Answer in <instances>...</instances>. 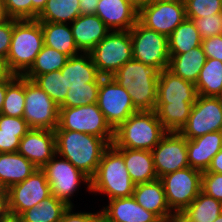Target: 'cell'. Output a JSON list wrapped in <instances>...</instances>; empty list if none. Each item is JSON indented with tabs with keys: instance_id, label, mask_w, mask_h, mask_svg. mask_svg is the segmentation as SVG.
<instances>
[{
	"instance_id": "6da1fadb",
	"label": "cell",
	"mask_w": 222,
	"mask_h": 222,
	"mask_svg": "<svg viewBox=\"0 0 222 222\" xmlns=\"http://www.w3.org/2000/svg\"><path fill=\"white\" fill-rule=\"evenodd\" d=\"M54 132L56 153L91 179L96 174L102 154L109 144L103 138L91 134L70 130Z\"/></svg>"
},
{
	"instance_id": "7a4b0ae2",
	"label": "cell",
	"mask_w": 222,
	"mask_h": 222,
	"mask_svg": "<svg viewBox=\"0 0 222 222\" xmlns=\"http://www.w3.org/2000/svg\"><path fill=\"white\" fill-rule=\"evenodd\" d=\"M160 71L132 59L112 77L124 87L138 111H154L157 102V83Z\"/></svg>"
},
{
	"instance_id": "3957f363",
	"label": "cell",
	"mask_w": 222,
	"mask_h": 222,
	"mask_svg": "<svg viewBox=\"0 0 222 222\" xmlns=\"http://www.w3.org/2000/svg\"><path fill=\"white\" fill-rule=\"evenodd\" d=\"M44 45V35L37 19H14L12 40L6 65L13 75L23 76Z\"/></svg>"
},
{
	"instance_id": "277c9868",
	"label": "cell",
	"mask_w": 222,
	"mask_h": 222,
	"mask_svg": "<svg viewBox=\"0 0 222 222\" xmlns=\"http://www.w3.org/2000/svg\"><path fill=\"white\" fill-rule=\"evenodd\" d=\"M90 180V192L103 193L108 200L131 197L136 185L125 167L123 155L112 144L103 152L96 174Z\"/></svg>"
},
{
	"instance_id": "5b68a950",
	"label": "cell",
	"mask_w": 222,
	"mask_h": 222,
	"mask_svg": "<svg viewBox=\"0 0 222 222\" xmlns=\"http://www.w3.org/2000/svg\"><path fill=\"white\" fill-rule=\"evenodd\" d=\"M166 133L155 110L138 111L114 130L112 145L115 148L151 151Z\"/></svg>"
},
{
	"instance_id": "8992f818",
	"label": "cell",
	"mask_w": 222,
	"mask_h": 222,
	"mask_svg": "<svg viewBox=\"0 0 222 222\" xmlns=\"http://www.w3.org/2000/svg\"><path fill=\"white\" fill-rule=\"evenodd\" d=\"M55 130H70L103 138L113 143L114 129L107 122L97 103L79 107H59V123Z\"/></svg>"
},
{
	"instance_id": "52a82bcc",
	"label": "cell",
	"mask_w": 222,
	"mask_h": 222,
	"mask_svg": "<svg viewBox=\"0 0 222 222\" xmlns=\"http://www.w3.org/2000/svg\"><path fill=\"white\" fill-rule=\"evenodd\" d=\"M102 77H112L133 59L130 31H110L90 52Z\"/></svg>"
},
{
	"instance_id": "ba28073f",
	"label": "cell",
	"mask_w": 222,
	"mask_h": 222,
	"mask_svg": "<svg viewBox=\"0 0 222 222\" xmlns=\"http://www.w3.org/2000/svg\"><path fill=\"white\" fill-rule=\"evenodd\" d=\"M129 31L133 59L154 66L160 72L169 67L170 53L166 35L146 28L139 21Z\"/></svg>"
},
{
	"instance_id": "9c48e42d",
	"label": "cell",
	"mask_w": 222,
	"mask_h": 222,
	"mask_svg": "<svg viewBox=\"0 0 222 222\" xmlns=\"http://www.w3.org/2000/svg\"><path fill=\"white\" fill-rule=\"evenodd\" d=\"M59 157L60 159H57ZM41 170L45 173L50 185L51 195L64 201L68 206H74L71 197L79 190L78 188L81 187L82 182L86 184V189L90 191V178L57 153Z\"/></svg>"
},
{
	"instance_id": "30bf717a",
	"label": "cell",
	"mask_w": 222,
	"mask_h": 222,
	"mask_svg": "<svg viewBox=\"0 0 222 222\" xmlns=\"http://www.w3.org/2000/svg\"><path fill=\"white\" fill-rule=\"evenodd\" d=\"M202 171L186 167L160 178L170 210L183 212L201 192Z\"/></svg>"
},
{
	"instance_id": "8fae6325",
	"label": "cell",
	"mask_w": 222,
	"mask_h": 222,
	"mask_svg": "<svg viewBox=\"0 0 222 222\" xmlns=\"http://www.w3.org/2000/svg\"><path fill=\"white\" fill-rule=\"evenodd\" d=\"M23 118L30 129L54 131L59 123V105L32 80L25 78Z\"/></svg>"
},
{
	"instance_id": "7c38bea8",
	"label": "cell",
	"mask_w": 222,
	"mask_h": 222,
	"mask_svg": "<svg viewBox=\"0 0 222 222\" xmlns=\"http://www.w3.org/2000/svg\"><path fill=\"white\" fill-rule=\"evenodd\" d=\"M97 104L114 130L129 116L138 112L128 91L113 77L101 78Z\"/></svg>"
},
{
	"instance_id": "4fadbf2b",
	"label": "cell",
	"mask_w": 222,
	"mask_h": 222,
	"mask_svg": "<svg viewBox=\"0 0 222 222\" xmlns=\"http://www.w3.org/2000/svg\"><path fill=\"white\" fill-rule=\"evenodd\" d=\"M214 131H222V97L198 95L179 133L186 139H195Z\"/></svg>"
},
{
	"instance_id": "5bb4252c",
	"label": "cell",
	"mask_w": 222,
	"mask_h": 222,
	"mask_svg": "<svg viewBox=\"0 0 222 222\" xmlns=\"http://www.w3.org/2000/svg\"><path fill=\"white\" fill-rule=\"evenodd\" d=\"M49 196L51 189L45 173L37 169L23 182L14 184L7 190L8 213L19 216Z\"/></svg>"
},
{
	"instance_id": "9a60e30c",
	"label": "cell",
	"mask_w": 222,
	"mask_h": 222,
	"mask_svg": "<svg viewBox=\"0 0 222 222\" xmlns=\"http://www.w3.org/2000/svg\"><path fill=\"white\" fill-rule=\"evenodd\" d=\"M151 153L158 179L168 173L189 167L187 139L179 132H167Z\"/></svg>"
},
{
	"instance_id": "2e32d148",
	"label": "cell",
	"mask_w": 222,
	"mask_h": 222,
	"mask_svg": "<svg viewBox=\"0 0 222 222\" xmlns=\"http://www.w3.org/2000/svg\"><path fill=\"white\" fill-rule=\"evenodd\" d=\"M186 19L184 2H149L138 12V21L146 28L167 37Z\"/></svg>"
},
{
	"instance_id": "e0dca14e",
	"label": "cell",
	"mask_w": 222,
	"mask_h": 222,
	"mask_svg": "<svg viewBox=\"0 0 222 222\" xmlns=\"http://www.w3.org/2000/svg\"><path fill=\"white\" fill-rule=\"evenodd\" d=\"M18 152L41 169L56 154L55 132L46 129H30L21 138Z\"/></svg>"
},
{
	"instance_id": "ac0fdd59",
	"label": "cell",
	"mask_w": 222,
	"mask_h": 222,
	"mask_svg": "<svg viewBox=\"0 0 222 222\" xmlns=\"http://www.w3.org/2000/svg\"><path fill=\"white\" fill-rule=\"evenodd\" d=\"M197 97L194 83L183 80L168 68L160 72L156 103L194 104Z\"/></svg>"
},
{
	"instance_id": "d6986e66",
	"label": "cell",
	"mask_w": 222,
	"mask_h": 222,
	"mask_svg": "<svg viewBox=\"0 0 222 222\" xmlns=\"http://www.w3.org/2000/svg\"><path fill=\"white\" fill-rule=\"evenodd\" d=\"M101 216L108 222H162L154 213L138 204L133 196L108 200Z\"/></svg>"
},
{
	"instance_id": "ffe728a7",
	"label": "cell",
	"mask_w": 222,
	"mask_h": 222,
	"mask_svg": "<svg viewBox=\"0 0 222 222\" xmlns=\"http://www.w3.org/2000/svg\"><path fill=\"white\" fill-rule=\"evenodd\" d=\"M71 24L76 47L81 53H89L111 31L96 14L80 15Z\"/></svg>"
},
{
	"instance_id": "44dd1931",
	"label": "cell",
	"mask_w": 222,
	"mask_h": 222,
	"mask_svg": "<svg viewBox=\"0 0 222 222\" xmlns=\"http://www.w3.org/2000/svg\"><path fill=\"white\" fill-rule=\"evenodd\" d=\"M95 14L111 31L130 30L138 21V11L125 0H99Z\"/></svg>"
},
{
	"instance_id": "7402d4cb",
	"label": "cell",
	"mask_w": 222,
	"mask_h": 222,
	"mask_svg": "<svg viewBox=\"0 0 222 222\" xmlns=\"http://www.w3.org/2000/svg\"><path fill=\"white\" fill-rule=\"evenodd\" d=\"M222 149V131L187 139V157L191 168L207 171L213 157Z\"/></svg>"
},
{
	"instance_id": "603a6c76",
	"label": "cell",
	"mask_w": 222,
	"mask_h": 222,
	"mask_svg": "<svg viewBox=\"0 0 222 222\" xmlns=\"http://www.w3.org/2000/svg\"><path fill=\"white\" fill-rule=\"evenodd\" d=\"M132 196L138 204L154 213L162 222H168L173 215L167 204L164 186L160 179L136 184Z\"/></svg>"
},
{
	"instance_id": "cb8c5ba5",
	"label": "cell",
	"mask_w": 222,
	"mask_h": 222,
	"mask_svg": "<svg viewBox=\"0 0 222 222\" xmlns=\"http://www.w3.org/2000/svg\"><path fill=\"white\" fill-rule=\"evenodd\" d=\"M66 82V89L87 86L90 82H100L102 76L93 63L90 53H80L69 57L60 70Z\"/></svg>"
},
{
	"instance_id": "d4e9b609",
	"label": "cell",
	"mask_w": 222,
	"mask_h": 222,
	"mask_svg": "<svg viewBox=\"0 0 222 222\" xmlns=\"http://www.w3.org/2000/svg\"><path fill=\"white\" fill-rule=\"evenodd\" d=\"M116 149L123 155L125 167L135 184L148 183L158 179L151 151L129 148Z\"/></svg>"
},
{
	"instance_id": "484cf974",
	"label": "cell",
	"mask_w": 222,
	"mask_h": 222,
	"mask_svg": "<svg viewBox=\"0 0 222 222\" xmlns=\"http://www.w3.org/2000/svg\"><path fill=\"white\" fill-rule=\"evenodd\" d=\"M38 168L19 152L0 153V187L8 190L23 182Z\"/></svg>"
},
{
	"instance_id": "4316f807",
	"label": "cell",
	"mask_w": 222,
	"mask_h": 222,
	"mask_svg": "<svg viewBox=\"0 0 222 222\" xmlns=\"http://www.w3.org/2000/svg\"><path fill=\"white\" fill-rule=\"evenodd\" d=\"M206 59L200 45L185 53L170 55L168 69L183 80L196 84Z\"/></svg>"
},
{
	"instance_id": "83f0119b",
	"label": "cell",
	"mask_w": 222,
	"mask_h": 222,
	"mask_svg": "<svg viewBox=\"0 0 222 222\" xmlns=\"http://www.w3.org/2000/svg\"><path fill=\"white\" fill-rule=\"evenodd\" d=\"M40 24L44 35V45L69 57L81 53L76 47L70 24L55 22H40Z\"/></svg>"
},
{
	"instance_id": "f1b7e54d",
	"label": "cell",
	"mask_w": 222,
	"mask_h": 222,
	"mask_svg": "<svg viewBox=\"0 0 222 222\" xmlns=\"http://www.w3.org/2000/svg\"><path fill=\"white\" fill-rule=\"evenodd\" d=\"M29 130L23 117L0 114V153L18 152L20 140Z\"/></svg>"
},
{
	"instance_id": "f546056e",
	"label": "cell",
	"mask_w": 222,
	"mask_h": 222,
	"mask_svg": "<svg viewBox=\"0 0 222 222\" xmlns=\"http://www.w3.org/2000/svg\"><path fill=\"white\" fill-rule=\"evenodd\" d=\"M68 207L64 201L51 195L38 205L22 212L19 217L21 222H60Z\"/></svg>"
},
{
	"instance_id": "4dcf8cb0",
	"label": "cell",
	"mask_w": 222,
	"mask_h": 222,
	"mask_svg": "<svg viewBox=\"0 0 222 222\" xmlns=\"http://www.w3.org/2000/svg\"><path fill=\"white\" fill-rule=\"evenodd\" d=\"M168 43L170 55H177L200 46L202 39L195 23L186 18L168 36Z\"/></svg>"
},
{
	"instance_id": "1f68e13d",
	"label": "cell",
	"mask_w": 222,
	"mask_h": 222,
	"mask_svg": "<svg viewBox=\"0 0 222 222\" xmlns=\"http://www.w3.org/2000/svg\"><path fill=\"white\" fill-rule=\"evenodd\" d=\"M195 86L198 95L222 97V61L207 58Z\"/></svg>"
},
{
	"instance_id": "d6a6232c",
	"label": "cell",
	"mask_w": 222,
	"mask_h": 222,
	"mask_svg": "<svg viewBox=\"0 0 222 222\" xmlns=\"http://www.w3.org/2000/svg\"><path fill=\"white\" fill-rule=\"evenodd\" d=\"M80 15L79 0H47L37 20L71 24Z\"/></svg>"
},
{
	"instance_id": "836d02e7",
	"label": "cell",
	"mask_w": 222,
	"mask_h": 222,
	"mask_svg": "<svg viewBox=\"0 0 222 222\" xmlns=\"http://www.w3.org/2000/svg\"><path fill=\"white\" fill-rule=\"evenodd\" d=\"M25 107V77L11 74L6 79V95L1 114L23 117Z\"/></svg>"
},
{
	"instance_id": "e575fe53",
	"label": "cell",
	"mask_w": 222,
	"mask_h": 222,
	"mask_svg": "<svg viewBox=\"0 0 222 222\" xmlns=\"http://www.w3.org/2000/svg\"><path fill=\"white\" fill-rule=\"evenodd\" d=\"M68 59V55L43 45L42 49L36 56L34 63L23 76L33 80L38 75L61 70L67 63Z\"/></svg>"
},
{
	"instance_id": "d590c367",
	"label": "cell",
	"mask_w": 222,
	"mask_h": 222,
	"mask_svg": "<svg viewBox=\"0 0 222 222\" xmlns=\"http://www.w3.org/2000/svg\"><path fill=\"white\" fill-rule=\"evenodd\" d=\"M193 104L156 103L155 111L167 132H179L191 114Z\"/></svg>"
},
{
	"instance_id": "8d00e7d4",
	"label": "cell",
	"mask_w": 222,
	"mask_h": 222,
	"mask_svg": "<svg viewBox=\"0 0 222 222\" xmlns=\"http://www.w3.org/2000/svg\"><path fill=\"white\" fill-rule=\"evenodd\" d=\"M182 213L194 222H214L222 213V202L201 191Z\"/></svg>"
},
{
	"instance_id": "74e56055",
	"label": "cell",
	"mask_w": 222,
	"mask_h": 222,
	"mask_svg": "<svg viewBox=\"0 0 222 222\" xmlns=\"http://www.w3.org/2000/svg\"><path fill=\"white\" fill-rule=\"evenodd\" d=\"M32 81L44 90L56 104L60 105L65 100L69 89H66L65 78L60 70L38 75Z\"/></svg>"
},
{
	"instance_id": "f35d334b",
	"label": "cell",
	"mask_w": 222,
	"mask_h": 222,
	"mask_svg": "<svg viewBox=\"0 0 222 222\" xmlns=\"http://www.w3.org/2000/svg\"><path fill=\"white\" fill-rule=\"evenodd\" d=\"M99 86L100 82H90L87 86L70 87L59 107H79L97 103Z\"/></svg>"
},
{
	"instance_id": "ab89813d",
	"label": "cell",
	"mask_w": 222,
	"mask_h": 222,
	"mask_svg": "<svg viewBox=\"0 0 222 222\" xmlns=\"http://www.w3.org/2000/svg\"><path fill=\"white\" fill-rule=\"evenodd\" d=\"M186 18L208 17L219 14L222 0H185Z\"/></svg>"
},
{
	"instance_id": "60d3db41",
	"label": "cell",
	"mask_w": 222,
	"mask_h": 222,
	"mask_svg": "<svg viewBox=\"0 0 222 222\" xmlns=\"http://www.w3.org/2000/svg\"><path fill=\"white\" fill-rule=\"evenodd\" d=\"M195 23L201 39L218 36L222 34V20L220 14H214L208 17L187 18Z\"/></svg>"
},
{
	"instance_id": "b9f144b4",
	"label": "cell",
	"mask_w": 222,
	"mask_h": 222,
	"mask_svg": "<svg viewBox=\"0 0 222 222\" xmlns=\"http://www.w3.org/2000/svg\"><path fill=\"white\" fill-rule=\"evenodd\" d=\"M9 18L32 19V0H3Z\"/></svg>"
},
{
	"instance_id": "7bdbcfd3",
	"label": "cell",
	"mask_w": 222,
	"mask_h": 222,
	"mask_svg": "<svg viewBox=\"0 0 222 222\" xmlns=\"http://www.w3.org/2000/svg\"><path fill=\"white\" fill-rule=\"evenodd\" d=\"M201 191L222 202V174L203 172Z\"/></svg>"
},
{
	"instance_id": "ee69618b",
	"label": "cell",
	"mask_w": 222,
	"mask_h": 222,
	"mask_svg": "<svg viewBox=\"0 0 222 222\" xmlns=\"http://www.w3.org/2000/svg\"><path fill=\"white\" fill-rule=\"evenodd\" d=\"M13 26L14 18H9L5 22L0 23V58L5 61L10 49Z\"/></svg>"
},
{
	"instance_id": "f6af8a7d",
	"label": "cell",
	"mask_w": 222,
	"mask_h": 222,
	"mask_svg": "<svg viewBox=\"0 0 222 222\" xmlns=\"http://www.w3.org/2000/svg\"><path fill=\"white\" fill-rule=\"evenodd\" d=\"M74 206H69L63 213L60 222H98L101 212H73Z\"/></svg>"
},
{
	"instance_id": "bcb514c9",
	"label": "cell",
	"mask_w": 222,
	"mask_h": 222,
	"mask_svg": "<svg viewBox=\"0 0 222 222\" xmlns=\"http://www.w3.org/2000/svg\"><path fill=\"white\" fill-rule=\"evenodd\" d=\"M201 46L206 58H214L222 61V34L203 39Z\"/></svg>"
},
{
	"instance_id": "7dc6e473",
	"label": "cell",
	"mask_w": 222,
	"mask_h": 222,
	"mask_svg": "<svg viewBox=\"0 0 222 222\" xmlns=\"http://www.w3.org/2000/svg\"><path fill=\"white\" fill-rule=\"evenodd\" d=\"M99 0H79L81 15L95 14Z\"/></svg>"
},
{
	"instance_id": "c3c4849f",
	"label": "cell",
	"mask_w": 222,
	"mask_h": 222,
	"mask_svg": "<svg viewBox=\"0 0 222 222\" xmlns=\"http://www.w3.org/2000/svg\"><path fill=\"white\" fill-rule=\"evenodd\" d=\"M204 172H215L222 174V149L213 157L211 165Z\"/></svg>"
},
{
	"instance_id": "681fc988",
	"label": "cell",
	"mask_w": 222,
	"mask_h": 222,
	"mask_svg": "<svg viewBox=\"0 0 222 222\" xmlns=\"http://www.w3.org/2000/svg\"><path fill=\"white\" fill-rule=\"evenodd\" d=\"M8 214L7 190L0 187V219Z\"/></svg>"
},
{
	"instance_id": "f907efd6",
	"label": "cell",
	"mask_w": 222,
	"mask_h": 222,
	"mask_svg": "<svg viewBox=\"0 0 222 222\" xmlns=\"http://www.w3.org/2000/svg\"><path fill=\"white\" fill-rule=\"evenodd\" d=\"M47 0H32V19H37L38 14L44 9Z\"/></svg>"
},
{
	"instance_id": "816d5d0a",
	"label": "cell",
	"mask_w": 222,
	"mask_h": 222,
	"mask_svg": "<svg viewBox=\"0 0 222 222\" xmlns=\"http://www.w3.org/2000/svg\"><path fill=\"white\" fill-rule=\"evenodd\" d=\"M10 75L6 61L0 58V82L5 81Z\"/></svg>"
},
{
	"instance_id": "f5cc1de1",
	"label": "cell",
	"mask_w": 222,
	"mask_h": 222,
	"mask_svg": "<svg viewBox=\"0 0 222 222\" xmlns=\"http://www.w3.org/2000/svg\"><path fill=\"white\" fill-rule=\"evenodd\" d=\"M168 222H194L186 217L182 212H175Z\"/></svg>"
},
{
	"instance_id": "db71d44e",
	"label": "cell",
	"mask_w": 222,
	"mask_h": 222,
	"mask_svg": "<svg viewBox=\"0 0 222 222\" xmlns=\"http://www.w3.org/2000/svg\"><path fill=\"white\" fill-rule=\"evenodd\" d=\"M131 6H133L138 12L145 7L150 0H125Z\"/></svg>"
},
{
	"instance_id": "11a10c76",
	"label": "cell",
	"mask_w": 222,
	"mask_h": 222,
	"mask_svg": "<svg viewBox=\"0 0 222 222\" xmlns=\"http://www.w3.org/2000/svg\"><path fill=\"white\" fill-rule=\"evenodd\" d=\"M5 95H6V80L0 82V114L3 108Z\"/></svg>"
},
{
	"instance_id": "9f6ffc18",
	"label": "cell",
	"mask_w": 222,
	"mask_h": 222,
	"mask_svg": "<svg viewBox=\"0 0 222 222\" xmlns=\"http://www.w3.org/2000/svg\"><path fill=\"white\" fill-rule=\"evenodd\" d=\"M8 19L9 17L7 16L6 11H5L4 1L0 0V23H3Z\"/></svg>"
},
{
	"instance_id": "6f0895ef",
	"label": "cell",
	"mask_w": 222,
	"mask_h": 222,
	"mask_svg": "<svg viewBox=\"0 0 222 222\" xmlns=\"http://www.w3.org/2000/svg\"><path fill=\"white\" fill-rule=\"evenodd\" d=\"M0 222H21L19 216L7 214L4 218L0 219Z\"/></svg>"
},
{
	"instance_id": "680465c9",
	"label": "cell",
	"mask_w": 222,
	"mask_h": 222,
	"mask_svg": "<svg viewBox=\"0 0 222 222\" xmlns=\"http://www.w3.org/2000/svg\"><path fill=\"white\" fill-rule=\"evenodd\" d=\"M149 2L180 3V2H185V0H150Z\"/></svg>"
},
{
	"instance_id": "91938a15",
	"label": "cell",
	"mask_w": 222,
	"mask_h": 222,
	"mask_svg": "<svg viewBox=\"0 0 222 222\" xmlns=\"http://www.w3.org/2000/svg\"><path fill=\"white\" fill-rule=\"evenodd\" d=\"M214 222H222V213L217 217Z\"/></svg>"
},
{
	"instance_id": "94428289",
	"label": "cell",
	"mask_w": 222,
	"mask_h": 222,
	"mask_svg": "<svg viewBox=\"0 0 222 222\" xmlns=\"http://www.w3.org/2000/svg\"><path fill=\"white\" fill-rule=\"evenodd\" d=\"M98 222H108L107 220H105L102 216H100Z\"/></svg>"
},
{
	"instance_id": "6125c7cd",
	"label": "cell",
	"mask_w": 222,
	"mask_h": 222,
	"mask_svg": "<svg viewBox=\"0 0 222 222\" xmlns=\"http://www.w3.org/2000/svg\"><path fill=\"white\" fill-rule=\"evenodd\" d=\"M219 14H220V18H221V20H222V9H221V11H220Z\"/></svg>"
}]
</instances>
